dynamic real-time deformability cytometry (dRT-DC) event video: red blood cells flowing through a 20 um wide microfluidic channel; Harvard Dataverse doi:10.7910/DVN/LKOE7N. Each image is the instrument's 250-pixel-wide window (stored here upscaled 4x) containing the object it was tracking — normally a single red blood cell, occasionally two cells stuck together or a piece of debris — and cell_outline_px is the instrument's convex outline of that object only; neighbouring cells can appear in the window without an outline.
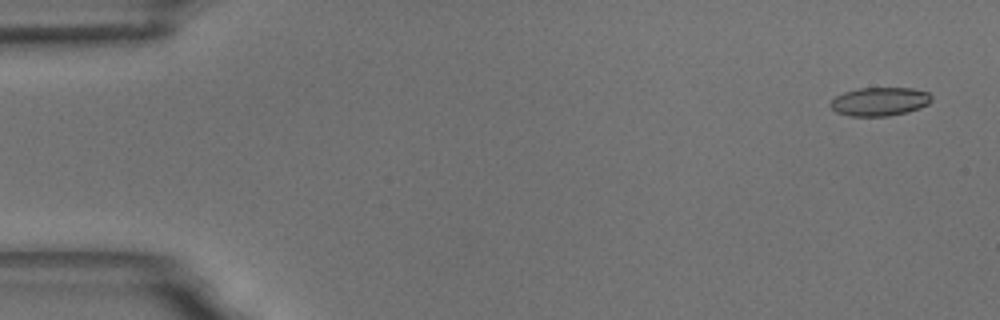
{"species": "common noctule bat (a hibernating species)", "species_latin": "Nyctalus noctula", "temperature_condition": "room temperature", "stored_images_in_passage": 5, "camera_frame_rate_fps": 3000, "um_per_image_px": 0.085, "animal": {"sex": "male", "body_mass_g": 18.8}, "frame": {"image": 1, "passage_image": 1, "time_ms": 0.0, "image_size_px": [1000, 320], "cell_outline_px": [[932, 100], [928, 104], [920, 108], [908, 112], [888, 116], [848, 116], [836, 112], [828, 104], [836, 96], [844, 92], [856, 88], [912, 88], [928, 92], [932, 96]], "centroid_in_image_um": [74.77, 8.63], "position_along_channel_um": 10.2, "area_um2": 16.99}}
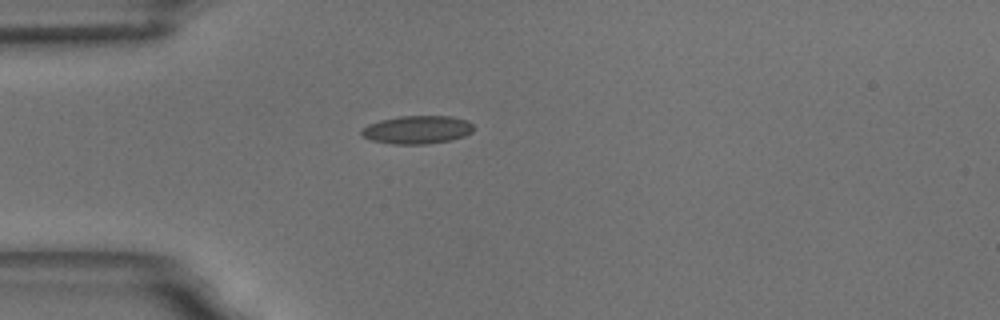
{"frame": {"image": 2, "passage_image": 5, "time_ms": 4.333, "image_size_px": [1000, 320], "cell_outline_px": [[472, 132], [464, 136], [452, 140], [424, 144], [392, 144], [372, 140], [360, 136], [360, 132], [368, 124], [380, 120], [400, 116], [452, 116], [468, 120], [472, 124]], "centroid_in_image_um": [35.46, 11.02], "position_along_channel_um": 49.5, "area_um2": 18.44}}